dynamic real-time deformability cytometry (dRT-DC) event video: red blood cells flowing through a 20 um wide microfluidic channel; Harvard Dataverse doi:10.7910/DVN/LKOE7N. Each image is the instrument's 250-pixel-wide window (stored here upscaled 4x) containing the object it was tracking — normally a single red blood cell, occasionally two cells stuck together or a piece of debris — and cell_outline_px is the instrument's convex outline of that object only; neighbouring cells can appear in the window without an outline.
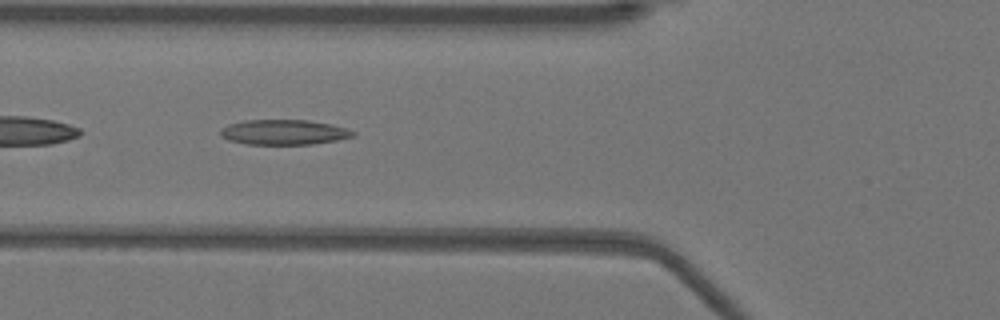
{"species": "Egyptian fruit bat (a non-hibernating species)", "species_latin": "Rousettus aegyptiacus", "temperature_condition": "warm", "stored_images_in_passage": 51, "camera_frame_rate_fps": 3000, "um_per_image_px": 0.085, "animal": {"sex": "female"}, "frame": {"image": 1, "passage_image": 19, "time_ms": 6.0, "image_size_px": [1000, 320], "cell_outline_px": [[356, 136], [336, 140], [312, 144], [248, 144], [228, 140], [220, 136], [220, 128], [228, 124], [244, 120], [308, 120], [332, 124], [348, 128], [356, 132]], "centroid_in_image_um": [24.14, 11.23], "position_along_channel_um": 101.7, "area_um2": 19.54}}
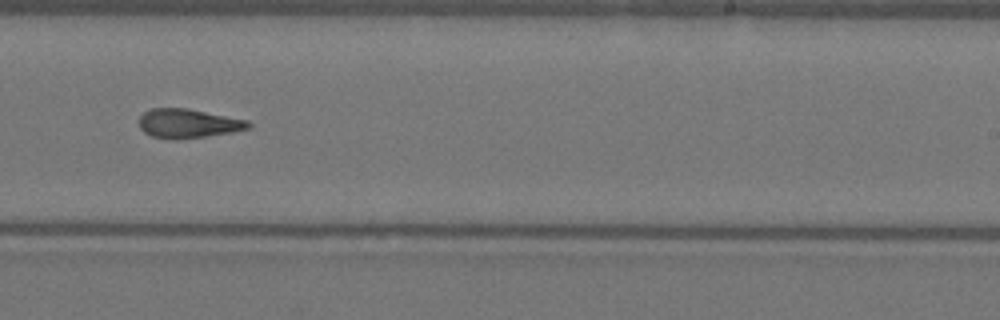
{"frame": {"image": 2, "passage_image": 32, "time_ms": 10.333, "image_size_px": [1000, 320], "cell_outline_px": [[252, 124], [248, 128], [232, 132], [180, 140], [172, 140], [152, 136], [144, 132], [140, 128], [140, 116], [144, 112], [152, 108], [188, 108], [248, 120]], "centroid_in_image_um": [15.98, 10.5], "position_along_channel_um": 273.0, "area_um2": 18.61}}
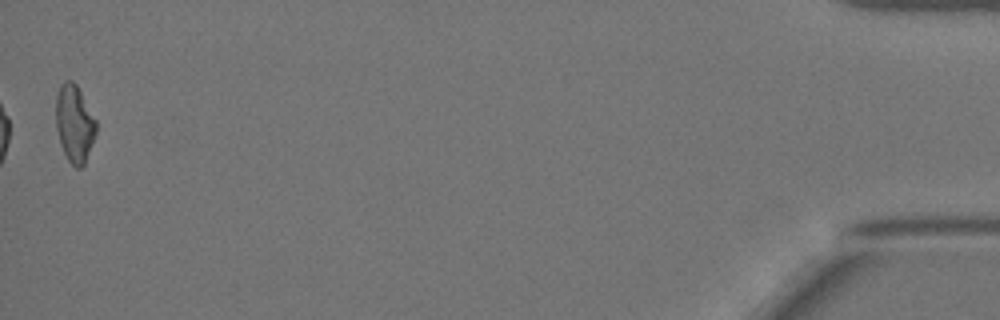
{"frame": {"image": 3, "passage_image": 51, "time_ms": 16.667, "image_size_px": [1000, 320], "cell_outline_px": [[96, 132], [84, 164], [80, 168], [76, 168], [68, 160], [60, 144], [56, 128], [56, 96], [60, 84], [64, 80], [72, 80], [76, 84], [96, 120]], "centroid_in_image_um": [6.31, 10.48], "position_along_channel_um": 428.9, "area_um2": 17.98}, "authors_computed_cell_mechanics": {"area_um2": 18.9584, "velocity_mm_per_s": 3.9618, "shape_relaxation_time_tau1_ms": null, "shape_relaxation_time_tau2_ms": 3.5832, "deformation_change_tau1": null, "deformation_change_tau2": 0.1366}}